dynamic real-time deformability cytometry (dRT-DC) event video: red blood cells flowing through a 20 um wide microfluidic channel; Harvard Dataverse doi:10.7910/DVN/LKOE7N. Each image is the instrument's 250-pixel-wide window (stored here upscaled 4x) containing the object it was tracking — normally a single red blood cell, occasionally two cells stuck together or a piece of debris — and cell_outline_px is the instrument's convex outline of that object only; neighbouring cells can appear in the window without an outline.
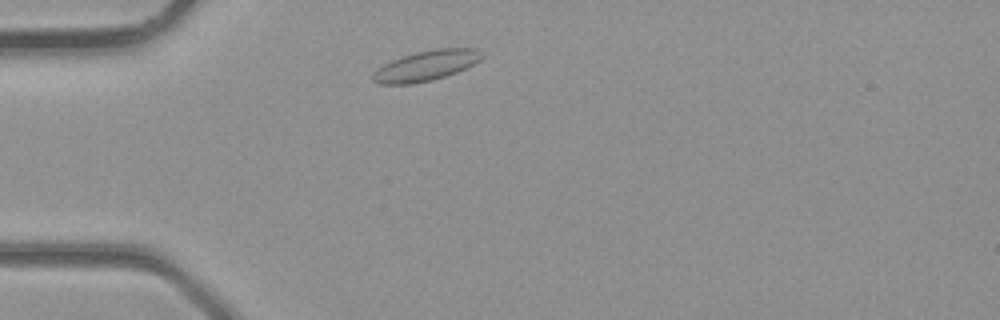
{"species": "common noctule bat (a hibernating species)", "species_latin": "Nyctalus noctula", "temperature_condition": "room temperature", "stored_images_in_passage": 1, "camera_frame_rate_fps": 3000, "um_per_image_px": 0.085, "animal": {"sex": "male", "body_mass_g": 23.1, "forearm_length_mm": 52.7}, "frame": {"image": 1, "passage_image": 1, "time_ms": 0.0, "image_size_px": [1000, 320], "cell_outline_px": [[484, 56], [480, 60], [456, 72], [432, 80], [412, 84], [376, 84], [372, 80], [372, 72], [376, 68], [392, 60], [416, 52], [436, 48], [476, 48]], "centroid_in_image_um": [36.16, 5.59], "position_along_channel_um": 48.8, "area_um2": 19.13}}